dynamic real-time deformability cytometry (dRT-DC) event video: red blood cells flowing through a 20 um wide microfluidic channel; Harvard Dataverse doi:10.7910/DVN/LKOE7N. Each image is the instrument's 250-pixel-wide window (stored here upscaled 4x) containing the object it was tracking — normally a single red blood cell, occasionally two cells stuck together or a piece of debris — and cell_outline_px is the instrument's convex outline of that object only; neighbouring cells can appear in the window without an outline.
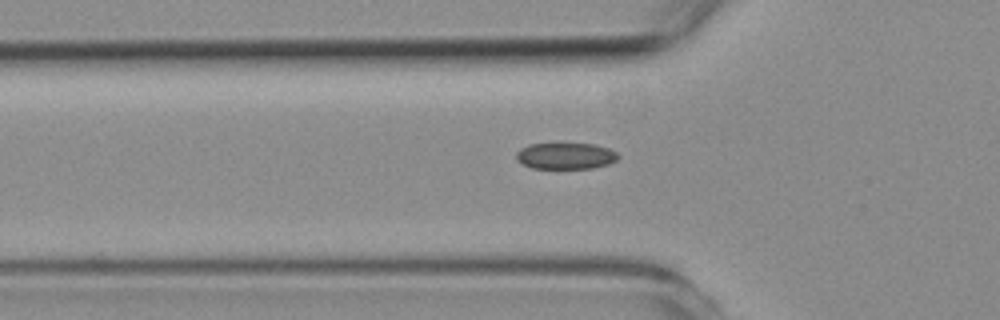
{"species": "common noctule bat (a hibernating species)", "species_latin": "Nyctalus noctula", "temperature_condition": "room temperature", "stored_images_in_passage": 38, "camera_frame_rate_fps": 3000, "um_per_image_px": 0.085, "animal": {"sex": "female", "body_mass_g": 19.3, "forearm_length_mm": 54.1}, "frame": {"image": 1, "passage_image": 9, "time_ms": 2.667, "image_size_px": [1000, 320], "cell_outline_px": [[620, 156], [616, 160], [608, 164], [592, 168], [532, 168], [516, 160], [516, 152], [520, 148], [528, 144], [592, 144], [608, 148], [616, 152]], "centroid_in_image_um": [48.06, 13.25], "position_along_channel_um": 77.7, "area_um2": 15.55}}
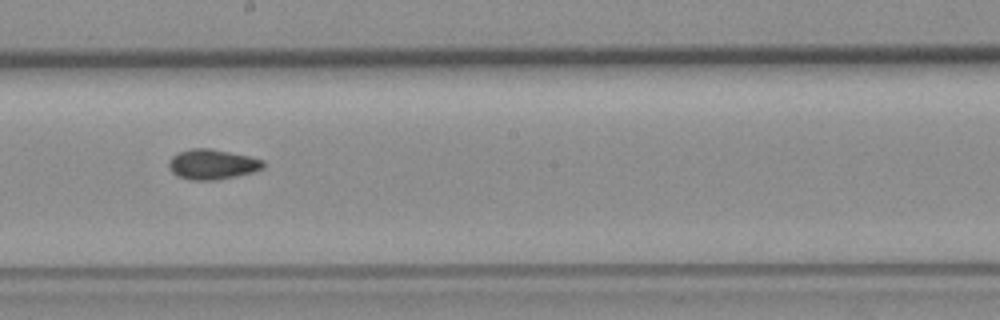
{"frame": {"image": 2, "passage_image": 21, "time_ms": 6.667, "image_size_px": [1000, 320], "cell_outline_px": [[264, 168], [252, 172], [236, 176], [216, 180], [192, 180], [176, 176], [168, 168], [168, 160], [172, 156], [180, 152], [192, 148], [208, 148], [248, 156], [264, 160]], "centroid_in_image_um": [18.01, 13.97], "position_along_channel_um": 230.2, "area_um2": 16.53}}
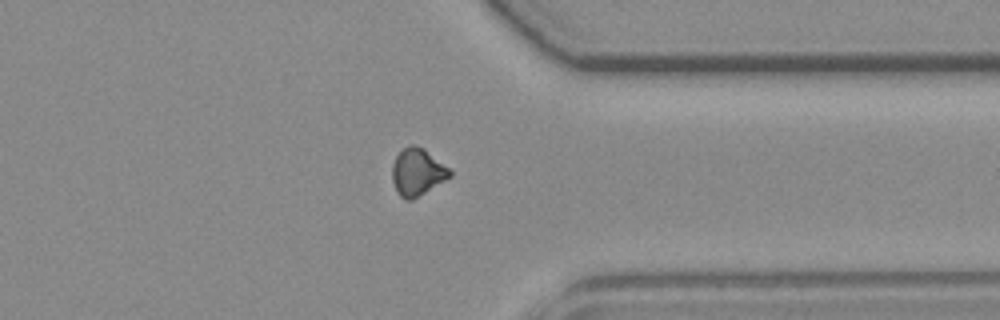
{"frame": {"image": 3, "passage_image": 33, "time_ms": 10.667, "image_size_px": [1000, 320], "cell_outline_px": [[452, 176], [412, 200], [404, 200], [396, 192], [392, 180], [392, 164], [396, 156], [404, 148], [412, 144], [424, 148], [448, 168], [452, 172]], "centroid_in_image_um": [35.45, 14.64], "position_along_channel_um": 375.9, "area_um2": 15.78}, "authors_computed_cell_mechanics": {"area_um2": 15.9817, "velocity_mm_per_s": 3.7919, "shape_relaxation_time_tau1_ms": null, "shape_relaxation_time_tau2_ms": 3.8044, "deformation_change_tau1": null, "deformation_change_tau2": 0.082}}